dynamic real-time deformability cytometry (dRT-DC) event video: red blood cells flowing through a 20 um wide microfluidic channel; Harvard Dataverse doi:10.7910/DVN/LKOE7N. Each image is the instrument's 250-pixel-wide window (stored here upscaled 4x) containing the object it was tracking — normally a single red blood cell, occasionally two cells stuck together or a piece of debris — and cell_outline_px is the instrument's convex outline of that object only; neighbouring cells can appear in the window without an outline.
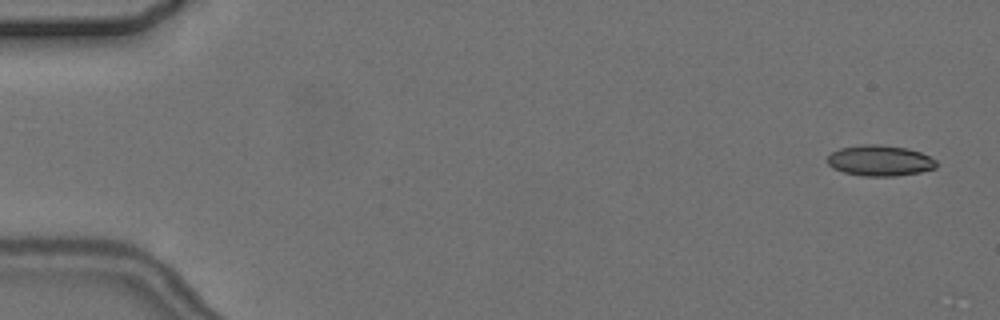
{"species": "common noctule bat (a hibernating species)", "species_latin": "Nyctalus noctula", "temperature_condition": "cold", "stored_images_in_passage": 5, "camera_frame_rate_fps": 3000, "um_per_image_px": 0.085, "animal": {"sex": "female", "body_mass_g": 24.6, "forearm_length_mm": 56.2}, "frame": {"image": 1, "passage_image": 1, "time_ms": 0.0, "image_size_px": [1000, 320], "cell_outline_px": [[936, 168], [920, 172], [896, 176], [864, 176], [844, 172], [832, 168], [828, 164], [828, 156], [832, 152], [840, 148], [860, 144], [880, 144], [908, 148], [920, 152], [936, 160]], "centroid_in_image_um": [74.78, 13.64], "position_along_channel_um": 10.2, "area_um2": 19.59}}
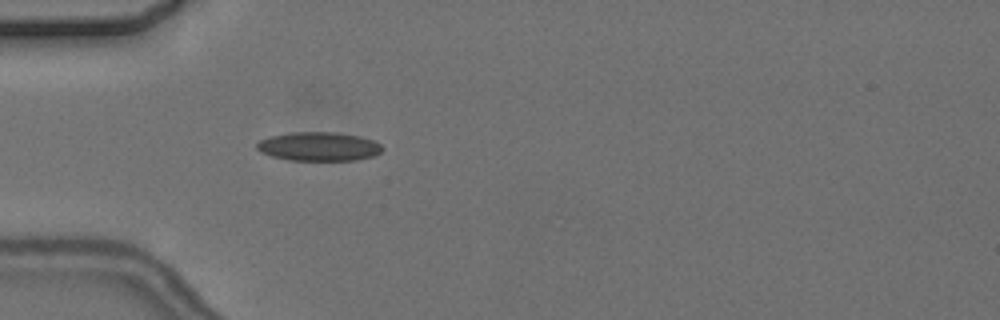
{"frame": {"image": 2, "passage_image": 5, "time_ms": 5.0, "image_size_px": [1000, 320], "cell_outline_px": [[384, 148], [376, 156], [356, 160], [292, 160], [272, 156], [260, 152], [256, 148], [256, 144], [260, 140], [268, 136], [292, 132], [336, 132], [360, 136], [372, 140], [380, 144]], "centroid_in_image_um": [27.1, 12.45], "position_along_channel_um": 57.9, "area_um2": 21.21}}